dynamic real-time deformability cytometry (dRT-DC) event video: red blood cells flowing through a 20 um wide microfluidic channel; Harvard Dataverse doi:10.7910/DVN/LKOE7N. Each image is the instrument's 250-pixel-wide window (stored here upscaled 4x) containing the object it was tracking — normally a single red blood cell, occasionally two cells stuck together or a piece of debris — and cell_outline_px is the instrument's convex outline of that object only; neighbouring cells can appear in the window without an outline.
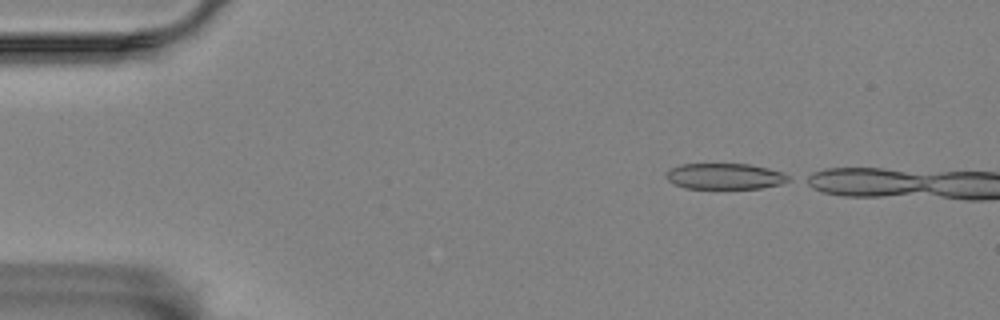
{"species": "Egyptian fruit bat (a non-hibernating species)", "species_latin": "Rousettus aegyptiacus", "temperature_condition": "room temperature", "stored_images_in_passage": 7, "camera_frame_rate_fps": 3000, "um_per_image_px": 0.085, "animal": {"sex": "female"}, "frame": {"image": 1, "passage_image": 1, "time_ms": 0.0, "image_size_px": [1000, 320], "cell_outline_px": [[792, 180], [780, 184], [760, 188], [684, 188], [668, 180], [664, 176], [664, 172], [680, 164], [748, 164], [768, 168], [780, 172], [788, 176]], "centroid_in_image_um": [61.58, 14.98], "position_along_channel_um": 23.4, "area_um2": 18.38}}